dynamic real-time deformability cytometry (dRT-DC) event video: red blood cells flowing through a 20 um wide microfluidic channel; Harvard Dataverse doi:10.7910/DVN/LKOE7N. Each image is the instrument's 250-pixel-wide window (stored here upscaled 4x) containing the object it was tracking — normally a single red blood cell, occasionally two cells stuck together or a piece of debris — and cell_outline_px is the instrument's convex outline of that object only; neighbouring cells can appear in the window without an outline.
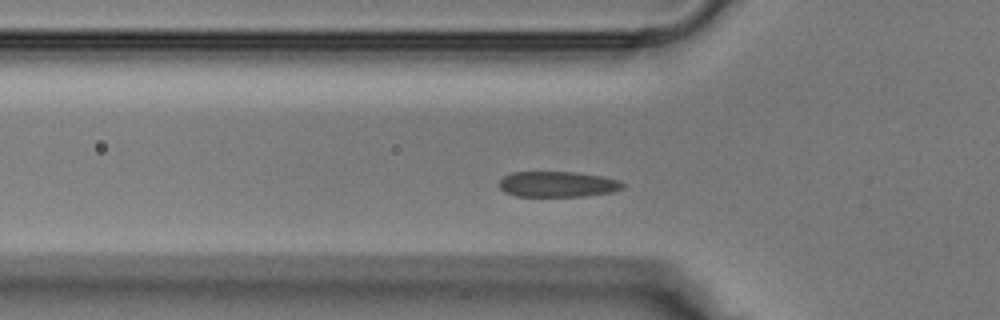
{"species": "Egyptian fruit bat (a non-hibernating species)", "species_latin": "Rousettus aegyptiacus", "temperature_condition": "warm", "stored_images_in_passage": 34, "camera_frame_rate_fps": 3000, "um_per_image_px": 0.085, "animal": {"sex": "male"}, "frame": {"image": 1, "passage_image": 7, "time_ms": 2.0, "image_size_px": [1000, 320], "cell_outline_px": [[624, 188], [612, 192], [588, 196], [516, 196], [504, 192], [500, 188], [500, 180], [504, 176], [512, 172], [576, 172], [604, 176], [620, 180], [624, 184]], "centroid_in_image_um": [47.44, 15.66], "position_along_channel_um": 78.4, "area_um2": 18.61}}
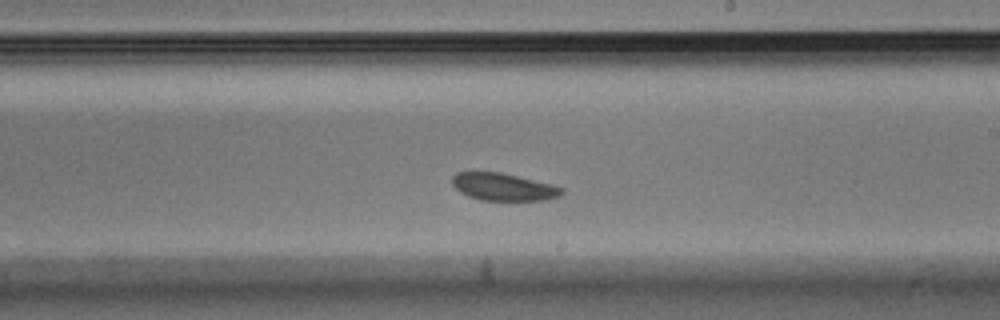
{"frame": {"image": 2, "passage_image": 17, "time_ms": 5.333, "image_size_px": [1000, 320], "cell_outline_px": [[564, 192], [560, 196], [544, 200], [480, 200], [468, 196], [460, 192], [452, 184], [452, 176], [456, 172], [500, 172], [552, 184], [564, 188]], "centroid_in_image_um": [42.79, 15.89], "position_along_channel_um": 246.2, "area_um2": 17.51}}
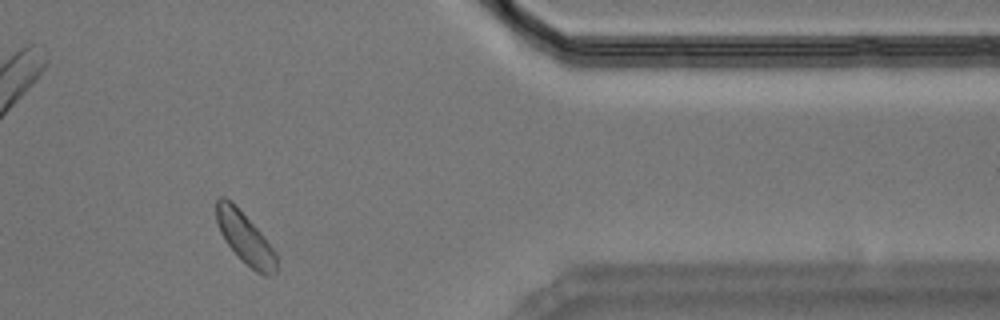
{"frame": {"image": 3, "passage_image": 27, "time_ms": 8.667, "image_size_px": [1000, 320], "cell_outline_px": [[276, 272], [272, 276], [264, 276], [256, 272], [240, 260], [224, 240], [216, 224], [216, 196], [224, 196], [260, 232], [276, 252]], "centroid_in_image_um": [20.81, 20.29], "position_along_channel_um": 390.6, "area_um2": 17.8}}